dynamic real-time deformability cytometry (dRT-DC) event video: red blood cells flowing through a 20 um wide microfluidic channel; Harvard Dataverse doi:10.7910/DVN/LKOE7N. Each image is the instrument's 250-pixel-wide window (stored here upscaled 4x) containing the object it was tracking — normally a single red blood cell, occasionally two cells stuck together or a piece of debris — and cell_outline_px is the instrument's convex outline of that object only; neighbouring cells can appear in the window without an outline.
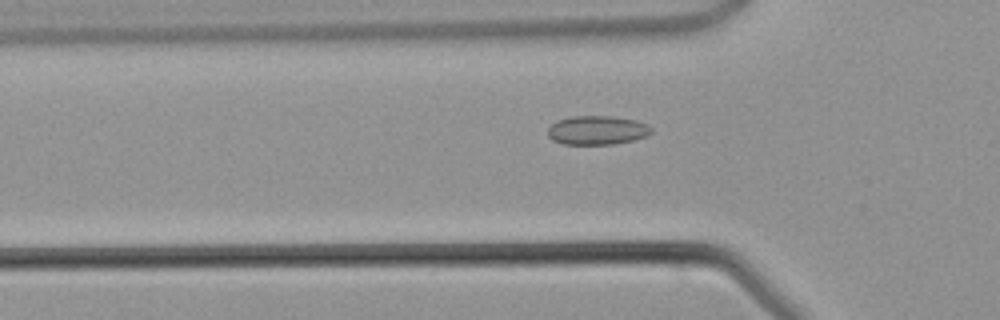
{"species": "common noctule bat (a hibernating species)", "species_latin": "Nyctalus noctula", "temperature_condition": "warm", "stored_images_in_passage": 43, "camera_frame_rate_fps": 3000, "um_per_image_px": 0.085, "animal": {"sex": "male", "body_mass_g": 21.5, "forearm_length_mm": 52.0}, "frame": {"image": 1, "passage_image": 13, "time_ms": 4.0, "image_size_px": [1000, 320], "cell_outline_px": [[652, 132], [644, 136], [632, 140], [612, 144], [564, 144], [552, 140], [548, 136], [548, 128], [556, 120], [572, 116], [608, 116], [636, 120], [648, 124], [652, 128]], "centroid_in_image_um": [50.73, 11.06], "position_along_channel_um": 75.1, "area_um2": 17.4}}
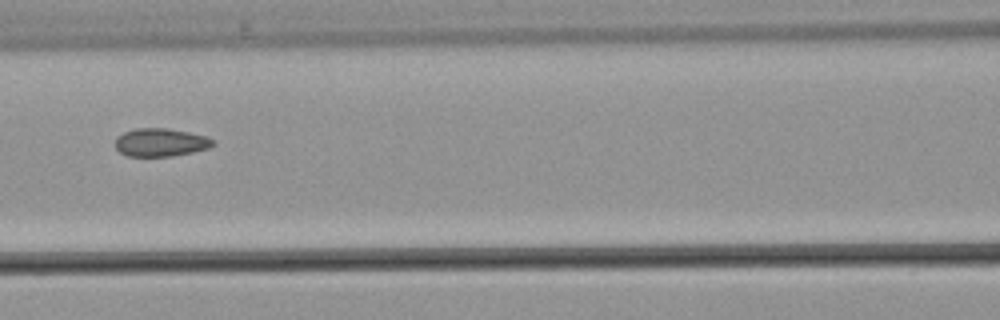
{"frame": {"image": 2, "passage_image": 18, "time_ms": 5.667, "image_size_px": [1000, 320], "cell_outline_px": [[216, 144], [208, 148], [192, 152], [172, 156], [128, 156], [120, 152], [116, 148], [116, 136], [124, 132], [136, 128], [168, 128], [208, 136], [216, 140]], "centroid_in_image_um": [13.69, 12.09], "position_along_channel_um": 152.9, "area_um2": 16.13}}
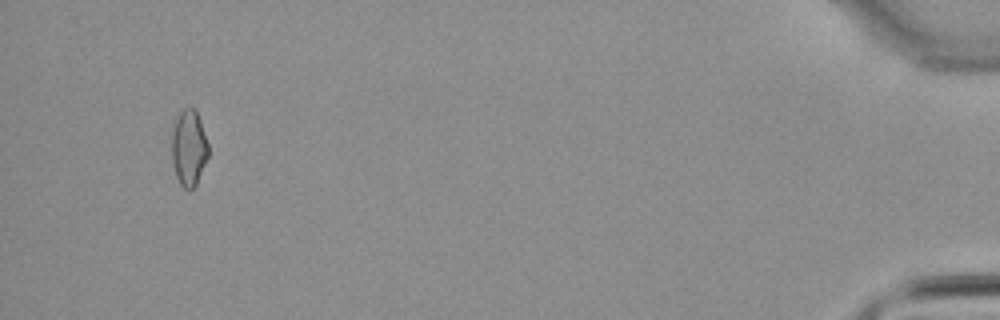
{"frame": {"image": 3, "passage_image": 41, "time_ms": 13.333, "image_size_px": [1000, 320], "cell_outline_px": [[208, 156], [196, 184], [192, 188], [184, 188], [180, 184], [176, 176], [172, 164], [172, 132], [176, 120], [180, 112], [184, 108], [196, 108], [208, 144]], "centroid_in_image_um": [16.05, 12.56], "position_along_channel_um": 419.2, "area_um2": 16.01}}